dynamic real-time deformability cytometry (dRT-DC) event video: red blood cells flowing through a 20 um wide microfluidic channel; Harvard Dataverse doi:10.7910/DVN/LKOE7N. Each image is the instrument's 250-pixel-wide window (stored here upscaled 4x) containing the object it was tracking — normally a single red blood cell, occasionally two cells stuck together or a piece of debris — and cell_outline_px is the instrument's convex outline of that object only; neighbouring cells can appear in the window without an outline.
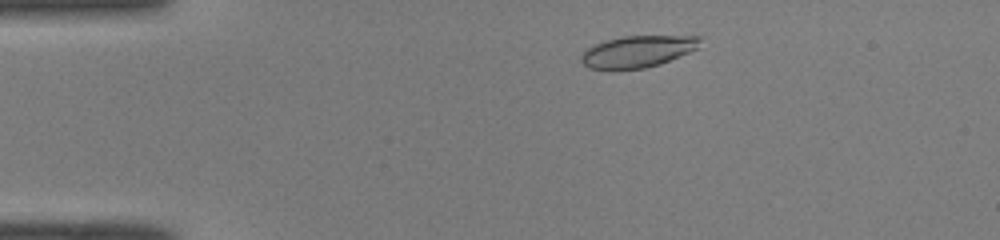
{"species": "common noctule bat (a hibernating species)", "species_latin": "Nyctalus noctula", "temperature_condition": "room temperature", "stored_images_in_passage": 42, "camera_frame_rate_fps": 3000, "um_per_image_px": 0.085, "animal": {"sex": "male", "body_mass_g": 19.0, "forearm_length_mm": 50.8}, "frame": {"image": 1, "passage_image": 2, "time_ms": 0.333, "image_size_px": [1000, 240], "cell_outline_px": [[704, 36], [696, 48], [688, 52], [660, 64], [644, 68], [612, 72], [588, 68], [580, 60], [580, 56], [584, 48], [604, 40], [624, 36]], "centroid_in_image_um": [54.09, 4.41], "position_along_channel_um": 30.9, "area_um2": 22.54}}
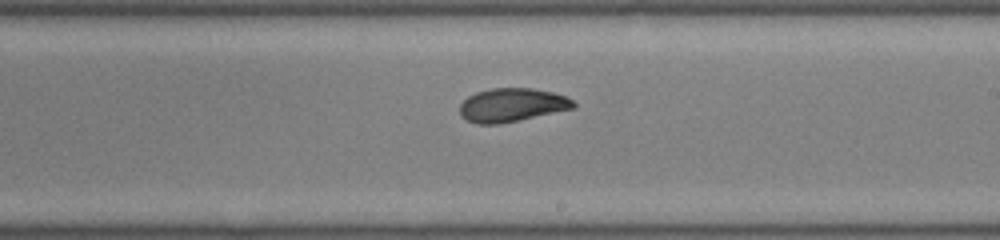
{"frame": {"image": 2, "passage_image": 22, "time_ms": 7.0, "image_size_px": [1000, 240], "cell_outline_px": [[576, 108], [500, 124], [476, 124], [460, 116], [460, 104], [468, 96], [476, 92], [492, 88], [532, 88], [552, 92], [564, 96], [572, 100], [576, 104]], "centroid_in_image_um": [43.5, 8.93], "position_along_channel_um": 245.5, "area_um2": 22.25}}
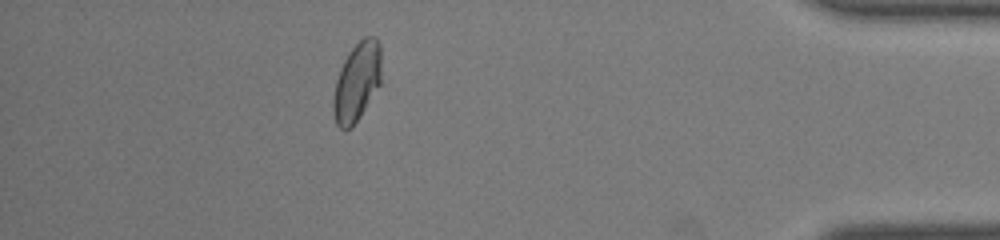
{"frame": {"image": 3, "passage_image": 37, "time_ms": 12.0, "image_size_px": [1000, 240], "cell_outline_px": [[380, 84], [360, 116], [352, 128], [344, 132], [336, 124], [332, 112], [332, 100], [336, 80], [340, 68], [348, 52], [364, 36], [376, 36], [380, 40]], "centroid_in_image_um": [30.31, 6.98], "position_along_channel_um": 404.9, "area_um2": 22.31}, "authors_computed_cell_mechanics": {"area_um2": 22.3686, "velocity_mm_per_s": 4.0579, "shape_relaxation_time_tau1_ms": 6.5089, "shape_relaxation_time_tau2_ms": 1.5893, "deformation_change_tau1": 0.1954, "deformation_change_tau2": 0.0436}}